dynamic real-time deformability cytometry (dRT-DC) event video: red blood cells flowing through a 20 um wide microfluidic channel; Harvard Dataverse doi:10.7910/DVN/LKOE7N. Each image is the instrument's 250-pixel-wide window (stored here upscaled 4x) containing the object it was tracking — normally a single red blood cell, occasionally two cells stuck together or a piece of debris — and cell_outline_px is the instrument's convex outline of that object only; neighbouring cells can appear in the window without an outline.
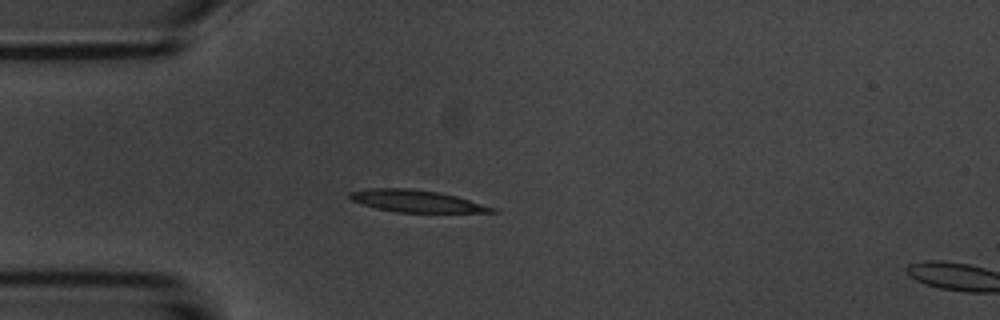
{"species": "common noctule bat (a hibernating species)", "species_latin": "Nyctalus noctula", "temperature_condition": "room temperature", "stored_images_in_passage": 5, "camera_frame_rate_fps": 3000, "um_per_image_px": 0.085, "animal": {"sex": "male", "body_mass_g": 20.1, "forearm_length_mm": 53.5}, "frame": {"image": 1, "passage_image": 4, "time_ms": 4.333, "image_size_px": [1000, 320], "cell_outline_px": [[500, 212], [396, 212], [376, 208], [352, 200], [348, 196], [348, 192], [368, 188], [408, 188], [440, 192], [456, 196], [496, 208]], "centroid_in_image_um": [35.38, 17.08], "position_along_channel_um": 49.6, "area_um2": 18.15}}